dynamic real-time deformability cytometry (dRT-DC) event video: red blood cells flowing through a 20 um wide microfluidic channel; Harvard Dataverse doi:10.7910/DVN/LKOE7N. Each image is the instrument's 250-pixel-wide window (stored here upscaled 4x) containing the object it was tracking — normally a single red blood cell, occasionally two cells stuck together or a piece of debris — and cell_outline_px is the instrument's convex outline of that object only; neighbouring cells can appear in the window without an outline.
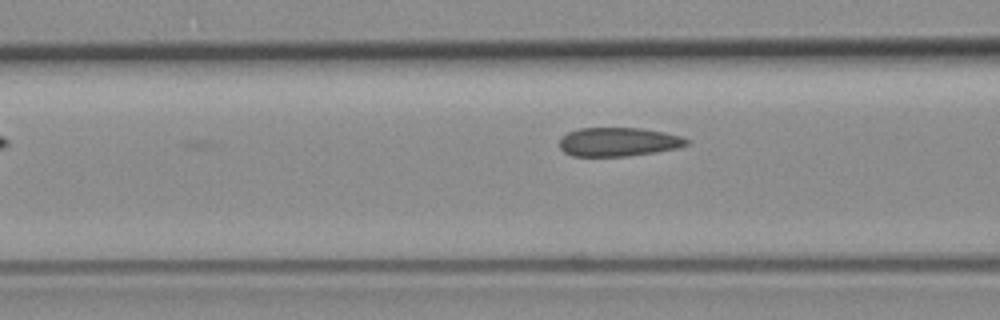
{"species": "common noctule bat (a hibernating species)", "species_latin": "Nyctalus noctula", "temperature_condition": "room temperature", "stored_images_in_passage": 5, "camera_frame_rate_fps": 3000, "um_per_image_px": 0.085, "animal": {"sex": "female", "body_mass_g": 19.3, "forearm_length_mm": 54.1}, "frame": {"image": 1, "passage_image": 5, "time_ms": 1.333, "image_size_px": [1000, 320], "cell_outline_px": [[688, 144], [676, 148], [656, 152], [624, 156], [572, 156], [564, 152], [560, 148], [560, 140], [568, 132], [580, 128], [640, 128], [664, 132], [680, 136], [688, 140]], "centroid_in_image_um": [52.54, 12.06], "position_along_channel_um": 114.1, "area_um2": 21.15}}